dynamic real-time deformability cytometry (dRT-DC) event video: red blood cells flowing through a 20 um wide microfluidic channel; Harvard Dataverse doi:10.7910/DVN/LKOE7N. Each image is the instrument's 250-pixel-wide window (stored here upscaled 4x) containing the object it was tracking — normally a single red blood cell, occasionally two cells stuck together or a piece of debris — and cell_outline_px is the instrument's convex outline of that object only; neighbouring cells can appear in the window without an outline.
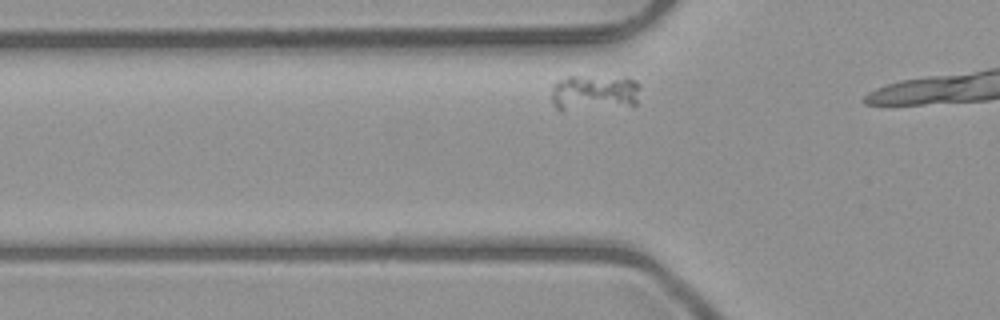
{"species": "common noctule bat (a hibernating species)", "species_latin": "Nyctalus noctula", "temperature_condition": "room temperature", "stored_images_in_passage": 9, "camera_frame_rate_fps": 3000, "um_per_image_px": 0.085, "animal": {"sex": "male", "body_mass_g": 23.1, "forearm_length_mm": 52.7}, "frame": {"image": 1, "passage_image": 7, "time_ms": 2.0, "image_size_px": [1000, 320], "cell_outline_px": [[640, 88], [636, 104], [560, 112], [556, 108], [552, 100], [552, 84], [556, 80], [568, 76], [628, 76], [636, 80], [640, 84]], "centroid_in_image_um": [50.49, 7.85], "position_along_channel_um": 75.3, "area_um2": 19.31}}